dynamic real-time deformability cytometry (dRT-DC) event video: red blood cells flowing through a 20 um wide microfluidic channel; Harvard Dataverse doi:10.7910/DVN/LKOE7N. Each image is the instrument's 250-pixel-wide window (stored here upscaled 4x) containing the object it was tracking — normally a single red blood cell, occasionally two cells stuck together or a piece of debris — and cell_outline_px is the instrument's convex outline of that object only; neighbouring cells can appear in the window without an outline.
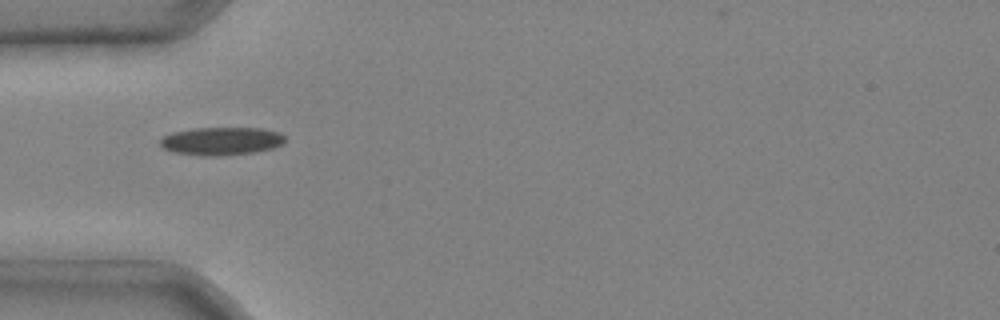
{"species": "common noctule bat (a hibernating species)", "species_latin": "Nyctalus noctula", "temperature_condition": "cold", "stored_images_in_passage": 3, "camera_frame_rate_fps": 3000, "um_per_image_px": 0.085, "animal": {"sex": "male", "body_mass_g": 20.4}, "frame": {"image": 1, "passage_image": 2, "time_ms": 0.333, "image_size_px": [1000, 320], "cell_outline_px": [[284, 140], [280, 144], [272, 148], [252, 152], [216, 156], [200, 156], [172, 152], [160, 148], [160, 140], [164, 136], [172, 132], [196, 128], [260, 128], [280, 132], [284, 136]], "centroid_in_image_um": [18.75, 11.99], "position_along_channel_um": 66.3, "area_um2": 20.35}}
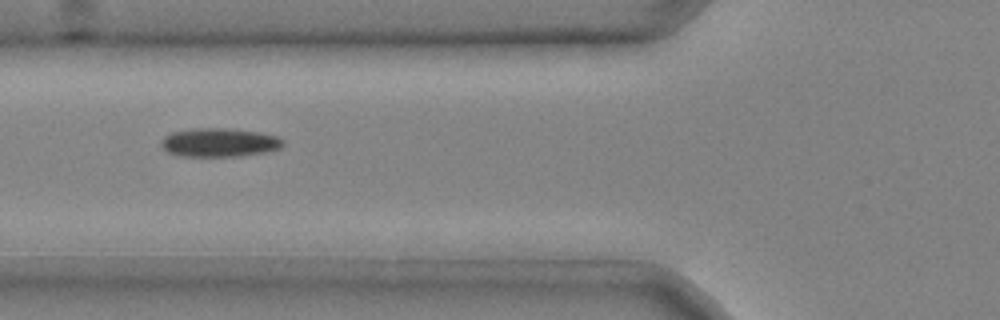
{"frame": {"image": 2, "passage_image": 3, "time_ms": 0.667, "image_size_px": [1000, 320], "cell_outline_px": [[284, 144], [280, 148], [264, 152], [240, 156], [176, 156], [168, 152], [160, 144], [160, 140], [164, 136], [172, 132], [192, 128], [224, 128], [260, 132], [276, 136], [284, 140]], "centroid_in_image_um": [18.61, 12.11], "position_along_channel_um": 107.2, "area_um2": 20.46}}